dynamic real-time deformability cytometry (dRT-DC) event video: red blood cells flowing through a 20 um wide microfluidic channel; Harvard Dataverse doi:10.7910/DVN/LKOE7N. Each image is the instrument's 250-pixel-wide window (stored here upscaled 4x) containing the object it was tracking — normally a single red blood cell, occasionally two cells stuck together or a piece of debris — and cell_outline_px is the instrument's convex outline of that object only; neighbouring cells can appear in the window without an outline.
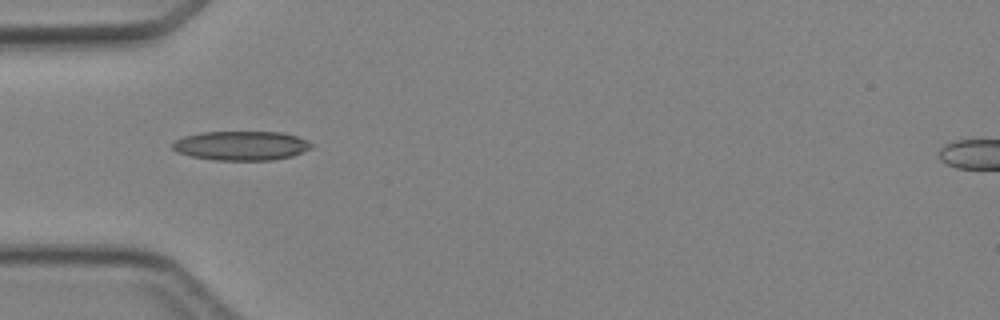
{"species": "Egyptian fruit bat (a non-hibernating species)", "species_latin": "Rousettus aegyptiacus", "temperature_condition": "cold", "stored_images_in_passage": 2, "camera_frame_rate_fps": 3000, "um_per_image_px": 0.085, "animal": {"sex": "female"}, "frame": {"image": 1, "passage_image": 2, "time_ms": 1.0, "image_size_px": [1000, 320], "cell_outline_px": [[312, 148], [292, 156], [272, 160], [216, 160], [192, 156], [176, 152], [172, 148], [172, 144], [176, 140], [184, 136], [200, 132], [284, 132], [308, 140], [312, 144]], "centroid_in_image_um": [20.52, 12.38], "position_along_channel_um": 64.5, "area_um2": 23.7}}